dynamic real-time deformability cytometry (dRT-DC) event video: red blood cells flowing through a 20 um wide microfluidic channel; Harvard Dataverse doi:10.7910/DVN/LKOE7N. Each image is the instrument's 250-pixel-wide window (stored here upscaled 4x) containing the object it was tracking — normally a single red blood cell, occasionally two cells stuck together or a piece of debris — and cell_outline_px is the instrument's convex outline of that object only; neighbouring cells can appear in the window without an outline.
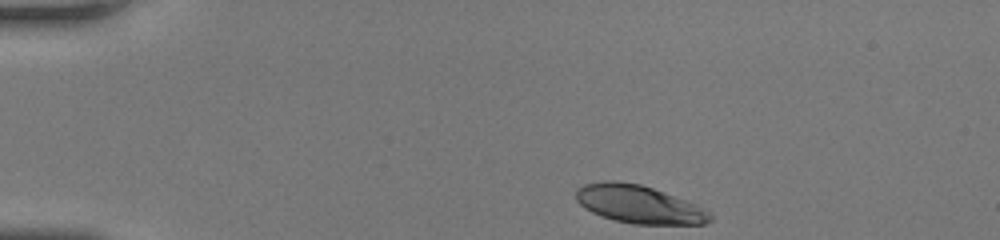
{"species": "human", "species_latin": "Homo sapiens", "temperature_condition": "room temperature", "stored_images_in_passage": 35, "camera_frame_rate_fps": 3000, "um_per_image_px": 0.085, "donor": {"sex": "female"}, "frame": {"image": 1, "passage_image": 1, "time_ms": 0.0, "image_size_px": [1000, 240], "cell_outline_px": [[712, 220], [704, 224], [636, 224], [616, 220], [592, 212], [584, 208], [576, 200], [576, 188], [584, 184], [604, 180], [612, 180], [640, 184], [652, 188], [696, 204], [712, 212]], "centroid_in_image_um": [54.31, 17.36], "position_along_channel_um": 30.7, "area_um2": 29.59}}
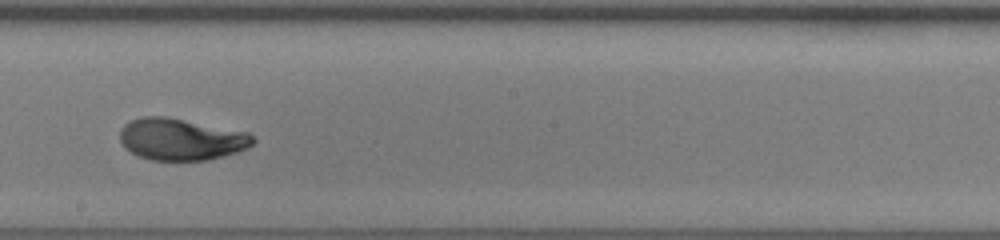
{"frame": {"image": 2, "passage_image": 21, "time_ms": 6.667, "image_size_px": [1000, 240], "cell_outline_px": [[256, 140], [248, 148], [236, 152], [208, 160], [152, 160], [136, 156], [124, 148], [120, 140], [120, 128], [124, 124], [132, 120], [144, 116], [164, 116], [248, 132]], "centroid_in_image_um": [15.36, 11.84], "position_along_channel_um": 232.8, "area_um2": 32.43}}
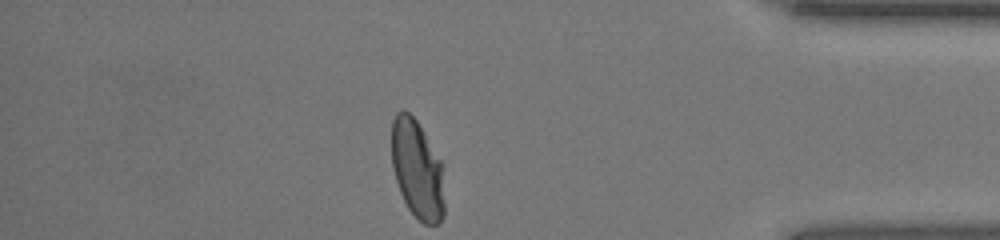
{"frame": {"image": 3, "passage_image": 35, "time_ms": 11.333, "image_size_px": [1000, 240], "cell_outline_px": [[444, 216], [436, 224], [424, 224], [408, 208], [400, 192], [392, 168], [392, 120], [396, 112], [400, 108], [404, 108], [416, 120], [444, 164]], "centroid_in_image_um": [35.48, 14.37], "position_along_channel_um": 399.7, "area_um2": 30.81}, "authors_computed_cell_mechanics": {"area_um2": 31.6744, "velocity_mm_per_s": 4.195, "shape_relaxation_time_tau1_ms": 4.9078, "shape_relaxation_time_tau2_ms": null, "deformation_change_tau1": 0.228, "deformation_change_tau2": null}}